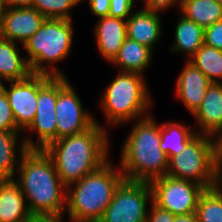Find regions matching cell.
Listing matches in <instances>:
<instances>
[{
    "mask_svg": "<svg viewBox=\"0 0 222 222\" xmlns=\"http://www.w3.org/2000/svg\"><path fill=\"white\" fill-rule=\"evenodd\" d=\"M135 0H110L108 16L125 19L133 13Z\"/></svg>",
    "mask_w": 222,
    "mask_h": 222,
    "instance_id": "cell-29",
    "label": "cell"
},
{
    "mask_svg": "<svg viewBox=\"0 0 222 222\" xmlns=\"http://www.w3.org/2000/svg\"><path fill=\"white\" fill-rule=\"evenodd\" d=\"M109 145L106 126L95 119L84 132L55 140L44 151L54 162L61 181L68 186L106 163L110 159Z\"/></svg>",
    "mask_w": 222,
    "mask_h": 222,
    "instance_id": "cell-1",
    "label": "cell"
},
{
    "mask_svg": "<svg viewBox=\"0 0 222 222\" xmlns=\"http://www.w3.org/2000/svg\"><path fill=\"white\" fill-rule=\"evenodd\" d=\"M7 9H8V7L6 4V0H0V24H1L2 18L4 16V14L6 13Z\"/></svg>",
    "mask_w": 222,
    "mask_h": 222,
    "instance_id": "cell-39",
    "label": "cell"
},
{
    "mask_svg": "<svg viewBox=\"0 0 222 222\" xmlns=\"http://www.w3.org/2000/svg\"><path fill=\"white\" fill-rule=\"evenodd\" d=\"M16 175L14 181L20 186L31 215L65 214L67 186L44 150L28 149Z\"/></svg>",
    "mask_w": 222,
    "mask_h": 222,
    "instance_id": "cell-2",
    "label": "cell"
},
{
    "mask_svg": "<svg viewBox=\"0 0 222 222\" xmlns=\"http://www.w3.org/2000/svg\"><path fill=\"white\" fill-rule=\"evenodd\" d=\"M194 127L186 126L179 122H167L160 124L161 151L168 159L179 154L182 149L197 135Z\"/></svg>",
    "mask_w": 222,
    "mask_h": 222,
    "instance_id": "cell-23",
    "label": "cell"
},
{
    "mask_svg": "<svg viewBox=\"0 0 222 222\" xmlns=\"http://www.w3.org/2000/svg\"><path fill=\"white\" fill-rule=\"evenodd\" d=\"M143 6L152 13L161 15L162 11L168 10L174 5H177L178 9L181 6L182 0H143Z\"/></svg>",
    "mask_w": 222,
    "mask_h": 222,
    "instance_id": "cell-31",
    "label": "cell"
},
{
    "mask_svg": "<svg viewBox=\"0 0 222 222\" xmlns=\"http://www.w3.org/2000/svg\"><path fill=\"white\" fill-rule=\"evenodd\" d=\"M192 116L196 120L198 134L211 136L222 127V83H211Z\"/></svg>",
    "mask_w": 222,
    "mask_h": 222,
    "instance_id": "cell-17",
    "label": "cell"
},
{
    "mask_svg": "<svg viewBox=\"0 0 222 222\" xmlns=\"http://www.w3.org/2000/svg\"><path fill=\"white\" fill-rule=\"evenodd\" d=\"M0 131H21L14 121V115L5 91L0 87Z\"/></svg>",
    "mask_w": 222,
    "mask_h": 222,
    "instance_id": "cell-28",
    "label": "cell"
},
{
    "mask_svg": "<svg viewBox=\"0 0 222 222\" xmlns=\"http://www.w3.org/2000/svg\"><path fill=\"white\" fill-rule=\"evenodd\" d=\"M9 87L4 82L0 87L7 94L16 126L24 132L33 122L37 111L39 92V74H31L20 81H9Z\"/></svg>",
    "mask_w": 222,
    "mask_h": 222,
    "instance_id": "cell-12",
    "label": "cell"
},
{
    "mask_svg": "<svg viewBox=\"0 0 222 222\" xmlns=\"http://www.w3.org/2000/svg\"><path fill=\"white\" fill-rule=\"evenodd\" d=\"M153 202L174 215L196 213L199 198L205 188L197 183L167 175L150 183Z\"/></svg>",
    "mask_w": 222,
    "mask_h": 222,
    "instance_id": "cell-11",
    "label": "cell"
},
{
    "mask_svg": "<svg viewBox=\"0 0 222 222\" xmlns=\"http://www.w3.org/2000/svg\"><path fill=\"white\" fill-rule=\"evenodd\" d=\"M175 26V41L170 47L171 52L183 53L185 56L187 55L186 59L189 61L204 44V29L181 13Z\"/></svg>",
    "mask_w": 222,
    "mask_h": 222,
    "instance_id": "cell-22",
    "label": "cell"
},
{
    "mask_svg": "<svg viewBox=\"0 0 222 222\" xmlns=\"http://www.w3.org/2000/svg\"><path fill=\"white\" fill-rule=\"evenodd\" d=\"M58 97V76L52 77L39 74V92L37 99V111L31 125L24 131L37 133V140L24 136L27 149L44 150L50 143L56 140V115L55 106Z\"/></svg>",
    "mask_w": 222,
    "mask_h": 222,
    "instance_id": "cell-9",
    "label": "cell"
},
{
    "mask_svg": "<svg viewBox=\"0 0 222 222\" xmlns=\"http://www.w3.org/2000/svg\"><path fill=\"white\" fill-rule=\"evenodd\" d=\"M196 216L198 222H222V196L213 187L201 194Z\"/></svg>",
    "mask_w": 222,
    "mask_h": 222,
    "instance_id": "cell-26",
    "label": "cell"
},
{
    "mask_svg": "<svg viewBox=\"0 0 222 222\" xmlns=\"http://www.w3.org/2000/svg\"><path fill=\"white\" fill-rule=\"evenodd\" d=\"M74 32L72 20L46 18L39 30L22 45L32 74L66 76L55 63L69 57Z\"/></svg>",
    "mask_w": 222,
    "mask_h": 222,
    "instance_id": "cell-6",
    "label": "cell"
},
{
    "mask_svg": "<svg viewBox=\"0 0 222 222\" xmlns=\"http://www.w3.org/2000/svg\"><path fill=\"white\" fill-rule=\"evenodd\" d=\"M153 50L149 47L127 38L117 56L111 62L122 72L142 74L153 60Z\"/></svg>",
    "mask_w": 222,
    "mask_h": 222,
    "instance_id": "cell-21",
    "label": "cell"
},
{
    "mask_svg": "<svg viewBox=\"0 0 222 222\" xmlns=\"http://www.w3.org/2000/svg\"><path fill=\"white\" fill-rule=\"evenodd\" d=\"M22 131H0V181L14 180L23 154L28 150ZM20 134V135H19Z\"/></svg>",
    "mask_w": 222,
    "mask_h": 222,
    "instance_id": "cell-20",
    "label": "cell"
},
{
    "mask_svg": "<svg viewBox=\"0 0 222 222\" xmlns=\"http://www.w3.org/2000/svg\"><path fill=\"white\" fill-rule=\"evenodd\" d=\"M65 214L31 215L27 222H64Z\"/></svg>",
    "mask_w": 222,
    "mask_h": 222,
    "instance_id": "cell-35",
    "label": "cell"
},
{
    "mask_svg": "<svg viewBox=\"0 0 222 222\" xmlns=\"http://www.w3.org/2000/svg\"><path fill=\"white\" fill-rule=\"evenodd\" d=\"M81 0H34L32 7L45 18L72 20L71 10Z\"/></svg>",
    "mask_w": 222,
    "mask_h": 222,
    "instance_id": "cell-27",
    "label": "cell"
},
{
    "mask_svg": "<svg viewBox=\"0 0 222 222\" xmlns=\"http://www.w3.org/2000/svg\"><path fill=\"white\" fill-rule=\"evenodd\" d=\"M34 0H6L8 8L32 7Z\"/></svg>",
    "mask_w": 222,
    "mask_h": 222,
    "instance_id": "cell-37",
    "label": "cell"
},
{
    "mask_svg": "<svg viewBox=\"0 0 222 222\" xmlns=\"http://www.w3.org/2000/svg\"><path fill=\"white\" fill-rule=\"evenodd\" d=\"M147 85L142 74L119 71L99 99L106 126L129 124L150 115L153 98Z\"/></svg>",
    "mask_w": 222,
    "mask_h": 222,
    "instance_id": "cell-5",
    "label": "cell"
},
{
    "mask_svg": "<svg viewBox=\"0 0 222 222\" xmlns=\"http://www.w3.org/2000/svg\"><path fill=\"white\" fill-rule=\"evenodd\" d=\"M123 180L119 164L115 167L108 160L98 169L67 186L65 214L71 222H99Z\"/></svg>",
    "mask_w": 222,
    "mask_h": 222,
    "instance_id": "cell-4",
    "label": "cell"
},
{
    "mask_svg": "<svg viewBox=\"0 0 222 222\" xmlns=\"http://www.w3.org/2000/svg\"><path fill=\"white\" fill-rule=\"evenodd\" d=\"M174 222H198L196 213L187 215H176Z\"/></svg>",
    "mask_w": 222,
    "mask_h": 222,
    "instance_id": "cell-38",
    "label": "cell"
},
{
    "mask_svg": "<svg viewBox=\"0 0 222 222\" xmlns=\"http://www.w3.org/2000/svg\"><path fill=\"white\" fill-rule=\"evenodd\" d=\"M148 201H153L150 183L124 179L99 222H146Z\"/></svg>",
    "mask_w": 222,
    "mask_h": 222,
    "instance_id": "cell-8",
    "label": "cell"
},
{
    "mask_svg": "<svg viewBox=\"0 0 222 222\" xmlns=\"http://www.w3.org/2000/svg\"><path fill=\"white\" fill-rule=\"evenodd\" d=\"M189 61L212 83H222V50L203 44Z\"/></svg>",
    "mask_w": 222,
    "mask_h": 222,
    "instance_id": "cell-25",
    "label": "cell"
},
{
    "mask_svg": "<svg viewBox=\"0 0 222 222\" xmlns=\"http://www.w3.org/2000/svg\"><path fill=\"white\" fill-rule=\"evenodd\" d=\"M84 0H81L83 2ZM91 12L99 18L106 17L109 14L110 0H88Z\"/></svg>",
    "mask_w": 222,
    "mask_h": 222,
    "instance_id": "cell-33",
    "label": "cell"
},
{
    "mask_svg": "<svg viewBox=\"0 0 222 222\" xmlns=\"http://www.w3.org/2000/svg\"><path fill=\"white\" fill-rule=\"evenodd\" d=\"M133 122L118 164L125 180L151 183L165 176L168 168V157L159 147L160 124L152 112Z\"/></svg>",
    "mask_w": 222,
    "mask_h": 222,
    "instance_id": "cell-3",
    "label": "cell"
},
{
    "mask_svg": "<svg viewBox=\"0 0 222 222\" xmlns=\"http://www.w3.org/2000/svg\"><path fill=\"white\" fill-rule=\"evenodd\" d=\"M31 74L29 63L20 54L17 42L0 37V84L24 80Z\"/></svg>",
    "mask_w": 222,
    "mask_h": 222,
    "instance_id": "cell-19",
    "label": "cell"
},
{
    "mask_svg": "<svg viewBox=\"0 0 222 222\" xmlns=\"http://www.w3.org/2000/svg\"><path fill=\"white\" fill-rule=\"evenodd\" d=\"M214 164L212 137L197 134L179 154L168 159L166 175L210 189L214 183Z\"/></svg>",
    "mask_w": 222,
    "mask_h": 222,
    "instance_id": "cell-7",
    "label": "cell"
},
{
    "mask_svg": "<svg viewBox=\"0 0 222 222\" xmlns=\"http://www.w3.org/2000/svg\"><path fill=\"white\" fill-rule=\"evenodd\" d=\"M213 188L222 196V161H215Z\"/></svg>",
    "mask_w": 222,
    "mask_h": 222,
    "instance_id": "cell-36",
    "label": "cell"
},
{
    "mask_svg": "<svg viewBox=\"0 0 222 222\" xmlns=\"http://www.w3.org/2000/svg\"><path fill=\"white\" fill-rule=\"evenodd\" d=\"M46 18L33 7L8 8L0 24V37L24 44Z\"/></svg>",
    "mask_w": 222,
    "mask_h": 222,
    "instance_id": "cell-13",
    "label": "cell"
},
{
    "mask_svg": "<svg viewBox=\"0 0 222 222\" xmlns=\"http://www.w3.org/2000/svg\"><path fill=\"white\" fill-rule=\"evenodd\" d=\"M147 214L146 222H174L175 216L169 211L160 208L153 201Z\"/></svg>",
    "mask_w": 222,
    "mask_h": 222,
    "instance_id": "cell-32",
    "label": "cell"
},
{
    "mask_svg": "<svg viewBox=\"0 0 222 222\" xmlns=\"http://www.w3.org/2000/svg\"><path fill=\"white\" fill-rule=\"evenodd\" d=\"M185 65L176 80V97L193 114L200 106L211 81L191 61Z\"/></svg>",
    "mask_w": 222,
    "mask_h": 222,
    "instance_id": "cell-14",
    "label": "cell"
},
{
    "mask_svg": "<svg viewBox=\"0 0 222 222\" xmlns=\"http://www.w3.org/2000/svg\"><path fill=\"white\" fill-rule=\"evenodd\" d=\"M66 76H58L55 106L56 140L84 132L95 123V117L83 104Z\"/></svg>",
    "mask_w": 222,
    "mask_h": 222,
    "instance_id": "cell-10",
    "label": "cell"
},
{
    "mask_svg": "<svg viewBox=\"0 0 222 222\" xmlns=\"http://www.w3.org/2000/svg\"><path fill=\"white\" fill-rule=\"evenodd\" d=\"M30 216L20 186L14 180L0 181V222H27Z\"/></svg>",
    "mask_w": 222,
    "mask_h": 222,
    "instance_id": "cell-18",
    "label": "cell"
},
{
    "mask_svg": "<svg viewBox=\"0 0 222 222\" xmlns=\"http://www.w3.org/2000/svg\"><path fill=\"white\" fill-rule=\"evenodd\" d=\"M179 10L203 29L222 20V5L217 0H182Z\"/></svg>",
    "mask_w": 222,
    "mask_h": 222,
    "instance_id": "cell-24",
    "label": "cell"
},
{
    "mask_svg": "<svg viewBox=\"0 0 222 222\" xmlns=\"http://www.w3.org/2000/svg\"><path fill=\"white\" fill-rule=\"evenodd\" d=\"M211 137L213 141L214 161H222V127L211 135Z\"/></svg>",
    "mask_w": 222,
    "mask_h": 222,
    "instance_id": "cell-34",
    "label": "cell"
},
{
    "mask_svg": "<svg viewBox=\"0 0 222 222\" xmlns=\"http://www.w3.org/2000/svg\"><path fill=\"white\" fill-rule=\"evenodd\" d=\"M204 44L222 50V20L204 28Z\"/></svg>",
    "mask_w": 222,
    "mask_h": 222,
    "instance_id": "cell-30",
    "label": "cell"
},
{
    "mask_svg": "<svg viewBox=\"0 0 222 222\" xmlns=\"http://www.w3.org/2000/svg\"><path fill=\"white\" fill-rule=\"evenodd\" d=\"M97 51L110 64L127 39L125 19L106 16L96 21L94 30Z\"/></svg>",
    "mask_w": 222,
    "mask_h": 222,
    "instance_id": "cell-15",
    "label": "cell"
},
{
    "mask_svg": "<svg viewBox=\"0 0 222 222\" xmlns=\"http://www.w3.org/2000/svg\"><path fill=\"white\" fill-rule=\"evenodd\" d=\"M127 38L154 49L162 35L159 14L149 12L144 6L133 11L126 20Z\"/></svg>",
    "mask_w": 222,
    "mask_h": 222,
    "instance_id": "cell-16",
    "label": "cell"
}]
</instances>
